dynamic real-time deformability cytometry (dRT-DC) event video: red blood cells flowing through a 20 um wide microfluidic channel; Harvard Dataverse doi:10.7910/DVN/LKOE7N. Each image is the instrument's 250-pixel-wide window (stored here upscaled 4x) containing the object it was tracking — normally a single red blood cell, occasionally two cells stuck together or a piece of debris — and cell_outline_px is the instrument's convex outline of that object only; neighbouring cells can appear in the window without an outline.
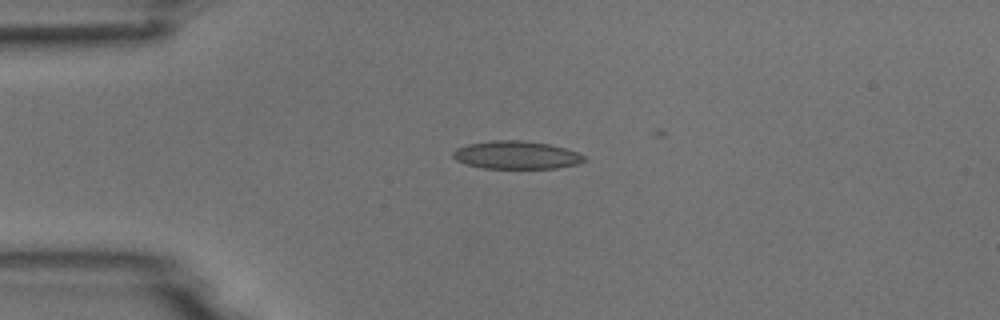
{"species": "common noctule bat (a hibernating species)", "species_latin": "Nyctalus noctula", "temperature_condition": "room temperature", "stored_images_in_passage": 8, "camera_frame_rate_fps": 3000, "um_per_image_px": 0.085, "animal": {"sex": "male", "body_mass_g": 18.8}, "frame": {"image": 1, "passage_image": 4, "time_ms": 3.333, "image_size_px": [1000, 320], "cell_outline_px": [[588, 160], [576, 164], [556, 168], [484, 168], [468, 164], [456, 160], [452, 156], [452, 152], [456, 148], [468, 144], [492, 140], [524, 140], [548, 144], [564, 148], [576, 152], [584, 156]], "centroid_in_image_um": [43.88, 13.17], "position_along_channel_um": 41.1, "area_um2": 21.27}}